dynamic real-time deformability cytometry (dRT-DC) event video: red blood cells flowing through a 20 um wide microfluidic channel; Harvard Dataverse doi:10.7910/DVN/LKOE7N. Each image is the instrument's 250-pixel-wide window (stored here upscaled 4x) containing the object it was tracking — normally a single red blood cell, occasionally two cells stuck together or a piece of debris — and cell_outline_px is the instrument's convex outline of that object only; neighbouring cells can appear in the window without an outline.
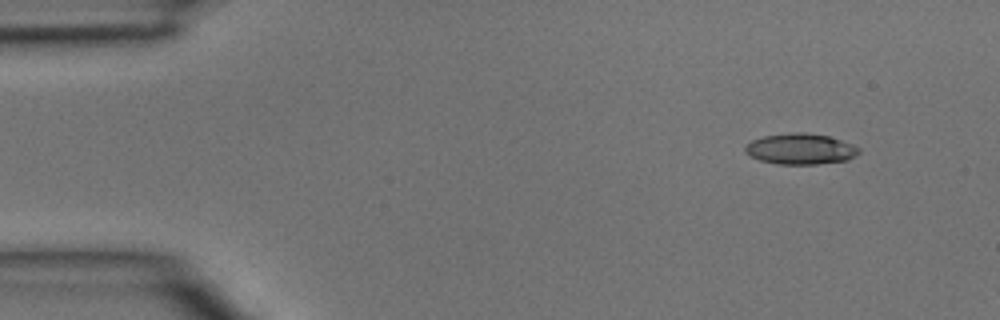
{"species": "common noctule bat (a hibernating species)", "species_latin": "Nyctalus noctula", "temperature_condition": "room temperature", "stored_images_in_passage": 4, "camera_frame_rate_fps": 3000, "um_per_image_px": 0.085, "animal": {"sex": "male", "body_mass_g": 15.6}, "frame": {"image": 1, "passage_image": 1, "time_ms": 0.0, "image_size_px": [1000, 320], "cell_outline_px": [[860, 152], [856, 156], [848, 160], [816, 164], [776, 164], [760, 160], [748, 156], [744, 152], [744, 148], [752, 140], [764, 136], [792, 132], [804, 132], [828, 136], [852, 144], [860, 148]], "centroid_in_image_um": [68.03, 12.66], "position_along_channel_um": 17.0, "area_um2": 20.52}}